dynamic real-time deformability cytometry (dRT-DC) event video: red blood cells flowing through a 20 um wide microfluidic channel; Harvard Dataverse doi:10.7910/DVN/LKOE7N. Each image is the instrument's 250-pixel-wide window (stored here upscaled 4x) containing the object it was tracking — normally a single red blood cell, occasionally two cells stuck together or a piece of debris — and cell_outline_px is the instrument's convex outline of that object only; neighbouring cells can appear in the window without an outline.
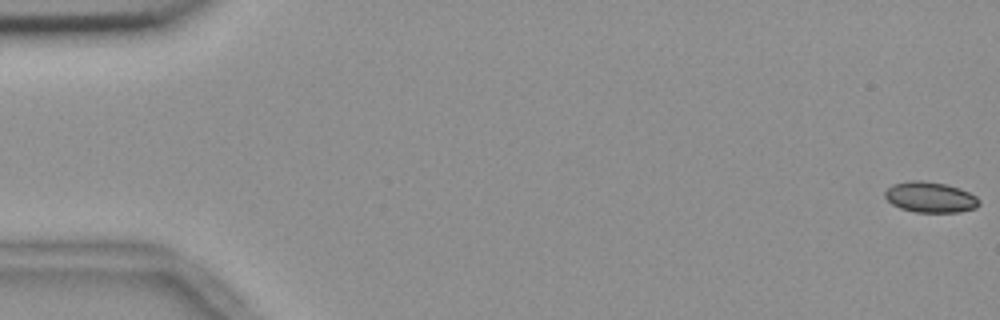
{"species": "common noctule bat (a hibernating species)", "species_latin": "Nyctalus noctula", "temperature_condition": "room temperature", "stored_images_in_passage": 57, "camera_frame_rate_fps": 3000, "um_per_image_px": 0.085, "animal": {"sex": "female", "body_mass_g": 18.4}, "frame": {"image": 1, "passage_image": 1, "time_ms": 0.0, "image_size_px": [1000, 320], "cell_outline_px": [[980, 204], [976, 208], [960, 212], [916, 212], [900, 208], [892, 204], [884, 196], [884, 192], [892, 184], [912, 180], [920, 180], [944, 184], [960, 188], [976, 196], [980, 200]], "centroid_in_image_um": [79.08, 16.76], "position_along_channel_um": 5.9, "area_um2": 16.82}}
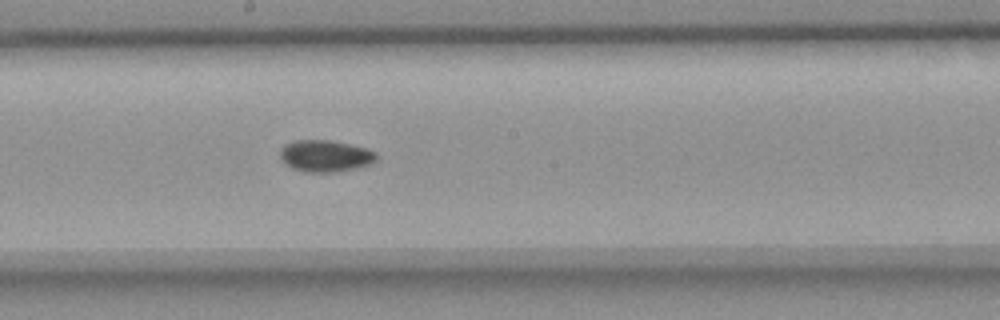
{"frame": {"image": 2, "passage_image": 31, "time_ms": 10.0, "image_size_px": [1000, 320], "cell_outline_px": [[376, 160], [368, 164], [352, 168], [332, 172], [304, 172], [292, 168], [284, 164], [280, 160], [280, 148], [284, 144], [296, 140], [328, 140], [368, 148], [376, 152]], "centroid_in_image_um": [27.58, 13.24], "position_along_channel_um": 220.6, "area_um2": 17.74}}
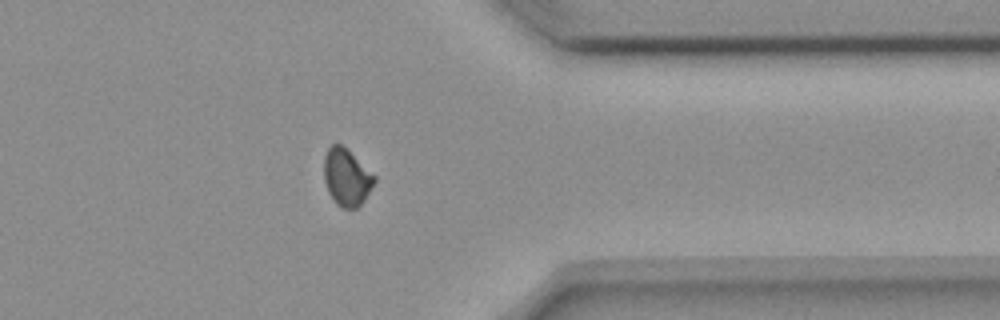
{"frame": {"image": 3, "passage_image": 45, "time_ms": 14.667, "image_size_px": [1000, 320], "cell_outline_px": [[376, 180], [364, 200], [356, 208], [344, 208], [336, 204], [328, 192], [324, 180], [324, 156], [328, 148], [332, 144], [340, 144], [376, 176]], "centroid_in_image_um": [29.44, 15.08], "position_along_channel_um": 382.0, "area_um2": 16.47}, "authors_computed_cell_mechanics": {"area_um2": 16.9354, "velocity_mm_per_s": 3.6687, "shape_relaxation_time_tau1_ms": null, "shape_relaxation_time_tau2_ms": 2.8, "deformation_change_tau1": null, "deformation_change_tau2": 0.047}}